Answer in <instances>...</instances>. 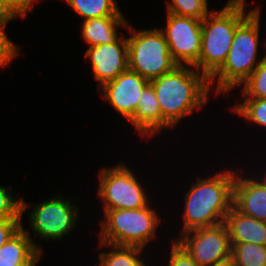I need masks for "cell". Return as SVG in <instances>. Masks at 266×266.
Masks as SVG:
<instances>
[{
	"label": "cell",
	"instance_id": "16",
	"mask_svg": "<svg viewBox=\"0 0 266 266\" xmlns=\"http://www.w3.org/2000/svg\"><path fill=\"white\" fill-rule=\"evenodd\" d=\"M129 122L142 136L161 131V107L150 83L143 88L137 111Z\"/></svg>",
	"mask_w": 266,
	"mask_h": 266
},
{
	"label": "cell",
	"instance_id": "7",
	"mask_svg": "<svg viewBox=\"0 0 266 266\" xmlns=\"http://www.w3.org/2000/svg\"><path fill=\"white\" fill-rule=\"evenodd\" d=\"M97 196L104 200L103 210L139 209L150 204L131 169L125 164L101 168Z\"/></svg>",
	"mask_w": 266,
	"mask_h": 266
},
{
	"label": "cell",
	"instance_id": "15",
	"mask_svg": "<svg viewBox=\"0 0 266 266\" xmlns=\"http://www.w3.org/2000/svg\"><path fill=\"white\" fill-rule=\"evenodd\" d=\"M230 243H255L266 245V222L239 212L234 206L226 215Z\"/></svg>",
	"mask_w": 266,
	"mask_h": 266
},
{
	"label": "cell",
	"instance_id": "9",
	"mask_svg": "<svg viewBox=\"0 0 266 266\" xmlns=\"http://www.w3.org/2000/svg\"><path fill=\"white\" fill-rule=\"evenodd\" d=\"M175 240L199 266H210L231 256V244L225 223L182 233Z\"/></svg>",
	"mask_w": 266,
	"mask_h": 266
},
{
	"label": "cell",
	"instance_id": "1",
	"mask_svg": "<svg viewBox=\"0 0 266 266\" xmlns=\"http://www.w3.org/2000/svg\"><path fill=\"white\" fill-rule=\"evenodd\" d=\"M193 68L177 65L172 71L150 80L161 107V130L174 128L182 118L207 103V95L212 90L209 79Z\"/></svg>",
	"mask_w": 266,
	"mask_h": 266
},
{
	"label": "cell",
	"instance_id": "11",
	"mask_svg": "<svg viewBox=\"0 0 266 266\" xmlns=\"http://www.w3.org/2000/svg\"><path fill=\"white\" fill-rule=\"evenodd\" d=\"M149 82L138 73L127 69L116 79L105 83L99 91L102 90L103 98L129 121L137 111L143 88Z\"/></svg>",
	"mask_w": 266,
	"mask_h": 266
},
{
	"label": "cell",
	"instance_id": "22",
	"mask_svg": "<svg viewBox=\"0 0 266 266\" xmlns=\"http://www.w3.org/2000/svg\"><path fill=\"white\" fill-rule=\"evenodd\" d=\"M242 97L266 98V57H262L261 63L253 70L252 74L242 83Z\"/></svg>",
	"mask_w": 266,
	"mask_h": 266
},
{
	"label": "cell",
	"instance_id": "23",
	"mask_svg": "<svg viewBox=\"0 0 266 266\" xmlns=\"http://www.w3.org/2000/svg\"><path fill=\"white\" fill-rule=\"evenodd\" d=\"M233 111L259 126L266 127V98H245L244 102L233 107Z\"/></svg>",
	"mask_w": 266,
	"mask_h": 266
},
{
	"label": "cell",
	"instance_id": "13",
	"mask_svg": "<svg viewBox=\"0 0 266 266\" xmlns=\"http://www.w3.org/2000/svg\"><path fill=\"white\" fill-rule=\"evenodd\" d=\"M233 206L242 214L266 222V187L235 171Z\"/></svg>",
	"mask_w": 266,
	"mask_h": 266
},
{
	"label": "cell",
	"instance_id": "27",
	"mask_svg": "<svg viewBox=\"0 0 266 266\" xmlns=\"http://www.w3.org/2000/svg\"><path fill=\"white\" fill-rule=\"evenodd\" d=\"M22 218H0V247L22 226Z\"/></svg>",
	"mask_w": 266,
	"mask_h": 266
},
{
	"label": "cell",
	"instance_id": "5",
	"mask_svg": "<svg viewBox=\"0 0 266 266\" xmlns=\"http://www.w3.org/2000/svg\"><path fill=\"white\" fill-rule=\"evenodd\" d=\"M149 205L139 209L104 210L100 242L145 248L155 239L157 225L161 221Z\"/></svg>",
	"mask_w": 266,
	"mask_h": 266
},
{
	"label": "cell",
	"instance_id": "19",
	"mask_svg": "<svg viewBox=\"0 0 266 266\" xmlns=\"http://www.w3.org/2000/svg\"><path fill=\"white\" fill-rule=\"evenodd\" d=\"M85 20L123 16L115 0H65Z\"/></svg>",
	"mask_w": 266,
	"mask_h": 266
},
{
	"label": "cell",
	"instance_id": "10",
	"mask_svg": "<svg viewBox=\"0 0 266 266\" xmlns=\"http://www.w3.org/2000/svg\"><path fill=\"white\" fill-rule=\"evenodd\" d=\"M167 26L161 29L169 51L178 65L194 66L199 59L202 20L167 13Z\"/></svg>",
	"mask_w": 266,
	"mask_h": 266
},
{
	"label": "cell",
	"instance_id": "29",
	"mask_svg": "<svg viewBox=\"0 0 266 266\" xmlns=\"http://www.w3.org/2000/svg\"><path fill=\"white\" fill-rule=\"evenodd\" d=\"M17 16L3 0H0V18H17Z\"/></svg>",
	"mask_w": 266,
	"mask_h": 266
},
{
	"label": "cell",
	"instance_id": "4",
	"mask_svg": "<svg viewBox=\"0 0 266 266\" xmlns=\"http://www.w3.org/2000/svg\"><path fill=\"white\" fill-rule=\"evenodd\" d=\"M250 12L251 14L236 28L225 63L209 79L210 88L214 82H218L215 89L218 94L228 93L236 86L242 85L262 61V58L257 60L260 9H250Z\"/></svg>",
	"mask_w": 266,
	"mask_h": 266
},
{
	"label": "cell",
	"instance_id": "12",
	"mask_svg": "<svg viewBox=\"0 0 266 266\" xmlns=\"http://www.w3.org/2000/svg\"><path fill=\"white\" fill-rule=\"evenodd\" d=\"M123 37L111 44L88 47L85 53L92 64L93 76L99 82L98 89L128 69V42L127 37Z\"/></svg>",
	"mask_w": 266,
	"mask_h": 266
},
{
	"label": "cell",
	"instance_id": "8",
	"mask_svg": "<svg viewBox=\"0 0 266 266\" xmlns=\"http://www.w3.org/2000/svg\"><path fill=\"white\" fill-rule=\"evenodd\" d=\"M60 195L35 205L29 215L32 231L42 240H60L74 230L79 207Z\"/></svg>",
	"mask_w": 266,
	"mask_h": 266
},
{
	"label": "cell",
	"instance_id": "2",
	"mask_svg": "<svg viewBox=\"0 0 266 266\" xmlns=\"http://www.w3.org/2000/svg\"><path fill=\"white\" fill-rule=\"evenodd\" d=\"M199 178L185 195L183 233L225 221L233 207L235 170Z\"/></svg>",
	"mask_w": 266,
	"mask_h": 266
},
{
	"label": "cell",
	"instance_id": "24",
	"mask_svg": "<svg viewBox=\"0 0 266 266\" xmlns=\"http://www.w3.org/2000/svg\"><path fill=\"white\" fill-rule=\"evenodd\" d=\"M8 186H0V218H22L23 213L30 204L23 199H16L10 193Z\"/></svg>",
	"mask_w": 266,
	"mask_h": 266
},
{
	"label": "cell",
	"instance_id": "28",
	"mask_svg": "<svg viewBox=\"0 0 266 266\" xmlns=\"http://www.w3.org/2000/svg\"><path fill=\"white\" fill-rule=\"evenodd\" d=\"M6 5L20 17H25L28 11L33 10L34 0H3Z\"/></svg>",
	"mask_w": 266,
	"mask_h": 266
},
{
	"label": "cell",
	"instance_id": "26",
	"mask_svg": "<svg viewBox=\"0 0 266 266\" xmlns=\"http://www.w3.org/2000/svg\"><path fill=\"white\" fill-rule=\"evenodd\" d=\"M168 266H199L176 241L172 243Z\"/></svg>",
	"mask_w": 266,
	"mask_h": 266
},
{
	"label": "cell",
	"instance_id": "6",
	"mask_svg": "<svg viewBox=\"0 0 266 266\" xmlns=\"http://www.w3.org/2000/svg\"><path fill=\"white\" fill-rule=\"evenodd\" d=\"M131 36L128 42V69L147 80L172 71L178 64L172 58L161 29L136 31L127 25Z\"/></svg>",
	"mask_w": 266,
	"mask_h": 266
},
{
	"label": "cell",
	"instance_id": "32",
	"mask_svg": "<svg viewBox=\"0 0 266 266\" xmlns=\"http://www.w3.org/2000/svg\"><path fill=\"white\" fill-rule=\"evenodd\" d=\"M262 46H264L265 47V49H266V43H264V45H262ZM265 57H266V53H265V55H264Z\"/></svg>",
	"mask_w": 266,
	"mask_h": 266
},
{
	"label": "cell",
	"instance_id": "17",
	"mask_svg": "<svg viewBox=\"0 0 266 266\" xmlns=\"http://www.w3.org/2000/svg\"><path fill=\"white\" fill-rule=\"evenodd\" d=\"M128 20L124 16H107L83 20L81 34L89 47L101 44H111L121 35L117 27L127 28Z\"/></svg>",
	"mask_w": 266,
	"mask_h": 266
},
{
	"label": "cell",
	"instance_id": "31",
	"mask_svg": "<svg viewBox=\"0 0 266 266\" xmlns=\"http://www.w3.org/2000/svg\"><path fill=\"white\" fill-rule=\"evenodd\" d=\"M256 180H258V182H260L263 186L266 187V175L264 177H262V179L259 178V179H256Z\"/></svg>",
	"mask_w": 266,
	"mask_h": 266
},
{
	"label": "cell",
	"instance_id": "30",
	"mask_svg": "<svg viewBox=\"0 0 266 266\" xmlns=\"http://www.w3.org/2000/svg\"><path fill=\"white\" fill-rule=\"evenodd\" d=\"M210 266H237L235 263L234 258L231 256L219 260L218 262H215L214 264L210 265Z\"/></svg>",
	"mask_w": 266,
	"mask_h": 266
},
{
	"label": "cell",
	"instance_id": "18",
	"mask_svg": "<svg viewBox=\"0 0 266 266\" xmlns=\"http://www.w3.org/2000/svg\"><path fill=\"white\" fill-rule=\"evenodd\" d=\"M100 246L109 247L112 250L100 252L99 266H147L139 256L144 248L138 246H119L102 242H100Z\"/></svg>",
	"mask_w": 266,
	"mask_h": 266
},
{
	"label": "cell",
	"instance_id": "25",
	"mask_svg": "<svg viewBox=\"0 0 266 266\" xmlns=\"http://www.w3.org/2000/svg\"><path fill=\"white\" fill-rule=\"evenodd\" d=\"M13 19L16 18H0V66L2 68L20 53L19 46L10 41L5 34L6 25Z\"/></svg>",
	"mask_w": 266,
	"mask_h": 266
},
{
	"label": "cell",
	"instance_id": "20",
	"mask_svg": "<svg viewBox=\"0 0 266 266\" xmlns=\"http://www.w3.org/2000/svg\"><path fill=\"white\" fill-rule=\"evenodd\" d=\"M231 255L237 266H266V245L230 243Z\"/></svg>",
	"mask_w": 266,
	"mask_h": 266
},
{
	"label": "cell",
	"instance_id": "21",
	"mask_svg": "<svg viewBox=\"0 0 266 266\" xmlns=\"http://www.w3.org/2000/svg\"><path fill=\"white\" fill-rule=\"evenodd\" d=\"M167 13L202 20L210 12L208 0H172L167 3Z\"/></svg>",
	"mask_w": 266,
	"mask_h": 266
},
{
	"label": "cell",
	"instance_id": "14",
	"mask_svg": "<svg viewBox=\"0 0 266 266\" xmlns=\"http://www.w3.org/2000/svg\"><path fill=\"white\" fill-rule=\"evenodd\" d=\"M29 233L21 226L0 247V266H36L43 251L40 245L32 241Z\"/></svg>",
	"mask_w": 266,
	"mask_h": 266
},
{
	"label": "cell",
	"instance_id": "3",
	"mask_svg": "<svg viewBox=\"0 0 266 266\" xmlns=\"http://www.w3.org/2000/svg\"><path fill=\"white\" fill-rule=\"evenodd\" d=\"M246 0H229L202 19L201 52L194 67L210 79L225 63L236 28L251 14Z\"/></svg>",
	"mask_w": 266,
	"mask_h": 266
}]
</instances>
